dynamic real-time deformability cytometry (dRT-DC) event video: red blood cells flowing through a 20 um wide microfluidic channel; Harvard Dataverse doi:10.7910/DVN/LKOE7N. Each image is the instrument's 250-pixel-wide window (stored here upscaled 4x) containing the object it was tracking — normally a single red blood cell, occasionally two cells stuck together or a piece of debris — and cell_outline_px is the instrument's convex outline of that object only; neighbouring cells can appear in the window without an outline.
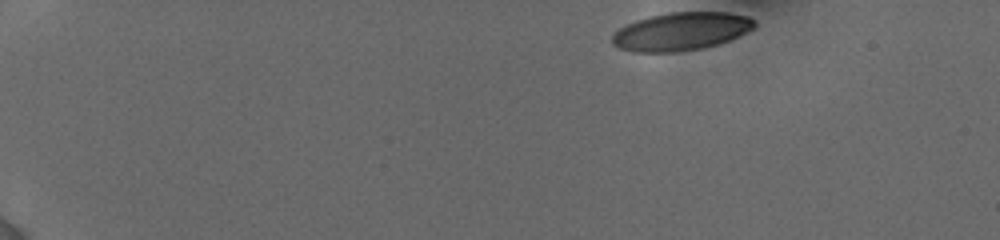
{"species": "human", "species_latin": "Homo sapiens", "temperature_condition": "cold", "stored_images_in_passage": 7, "camera_frame_rate_fps": 3000, "um_per_image_px": 0.085, "donor": {"sex": "female"}, "frame": {"image": 1, "passage_image": 1, "time_ms": 0.0, "image_size_px": [1000, 240], "cell_outline_px": [[756, 24], [752, 28], [728, 40], [716, 44], [700, 48], [676, 52], [632, 52], [620, 48], [612, 44], [612, 32], [624, 24], [648, 16], [668, 12], [728, 12], [748, 16]], "centroid_in_image_um": [57.79, 2.66], "position_along_channel_um": 27.2, "area_um2": 31.5}}
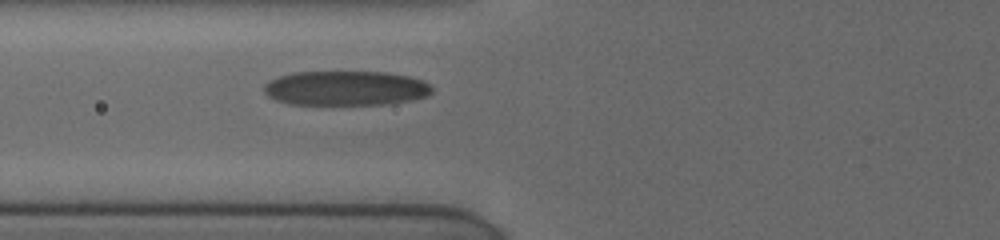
{"frame": {"image": 2, "passage_image": 7, "time_ms": 5.0, "image_size_px": [1000, 240], "cell_outline_px": [[432, 92], [428, 96], [408, 100], [380, 104], [288, 104], [276, 100], [268, 96], [264, 92], [264, 84], [268, 80], [292, 72], [384, 72], [408, 76], [420, 80], [428, 84], [432, 88]], "centroid_in_image_um": [29.33, 7.49], "position_along_channel_um": 96.5, "area_um2": 33.64}}